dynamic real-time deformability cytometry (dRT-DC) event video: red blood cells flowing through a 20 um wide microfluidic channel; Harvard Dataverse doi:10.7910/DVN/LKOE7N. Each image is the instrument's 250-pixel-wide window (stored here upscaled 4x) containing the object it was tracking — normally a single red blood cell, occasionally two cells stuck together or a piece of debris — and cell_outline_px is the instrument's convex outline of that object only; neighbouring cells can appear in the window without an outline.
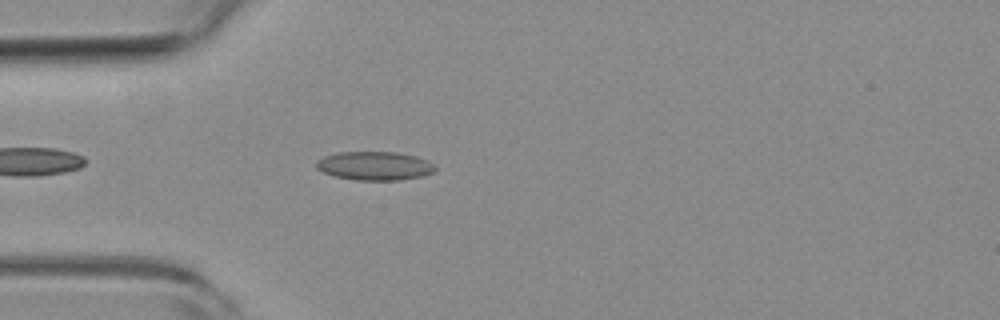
{"species": "common noctule bat (a hibernating species)", "species_latin": "Nyctalus noctula", "temperature_condition": "room temperature", "stored_images_in_passage": 27, "camera_frame_rate_fps": 3000, "um_per_image_px": 0.085, "animal": {"sex": "female", "body_mass_g": 19.3, "forearm_length_mm": 54.1}, "frame": {"image": 1, "passage_image": 4, "time_ms": 1.0, "image_size_px": [1000, 320], "cell_outline_px": [[436, 168], [432, 172], [420, 176], [400, 180], [356, 180], [336, 176], [324, 172], [316, 168], [316, 160], [324, 156], [340, 152], [396, 152], [416, 156], [428, 160]], "centroid_in_image_um": [31.83, 14.09], "position_along_channel_um": 53.2, "area_um2": 19.71}}
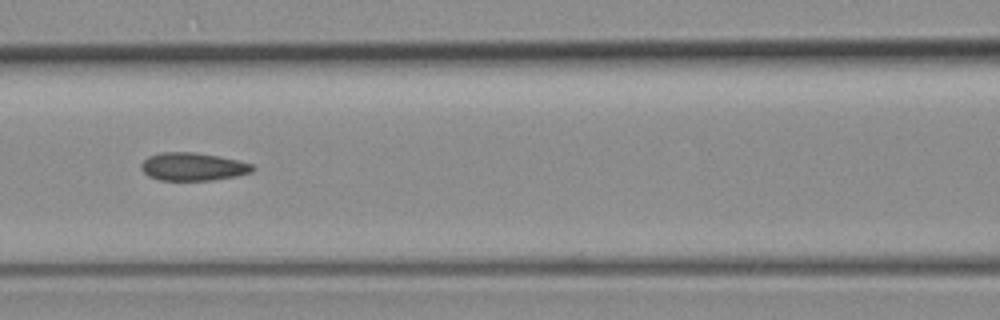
{"frame": {"image": 2, "passage_image": 12, "time_ms": 3.667, "image_size_px": [1000, 320], "cell_outline_px": [[256, 168], [252, 172], [236, 176], [212, 180], [160, 180], [148, 176], [140, 168], [140, 164], [148, 156], [160, 152], [196, 152], [236, 160], [252, 164]], "centroid_in_image_um": [16.37, 14.16], "position_along_channel_um": 150.2, "area_um2": 18.15}}
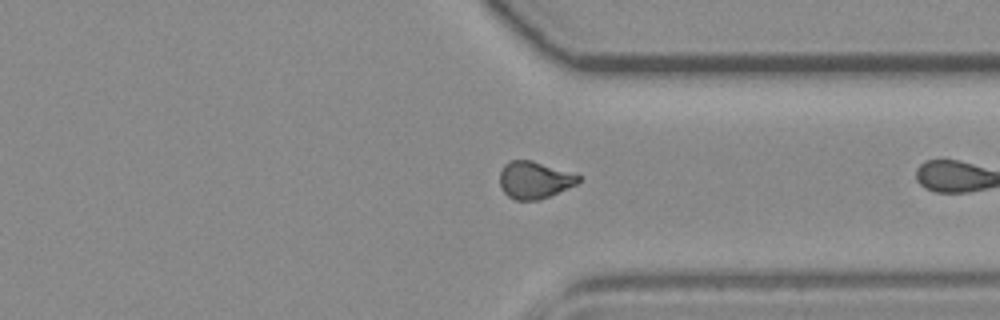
{"frame": {"image": 3, "passage_image": 26, "time_ms": 8.333, "image_size_px": [1000, 320], "cell_outline_px": [[580, 180], [576, 184], [540, 200], [516, 200], [508, 196], [504, 192], [500, 184], [500, 172], [504, 164], [508, 160], [532, 160], [580, 176]], "centroid_in_image_um": [45.38, 15.3], "position_along_channel_um": 366.0, "area_um2": 16.82}}